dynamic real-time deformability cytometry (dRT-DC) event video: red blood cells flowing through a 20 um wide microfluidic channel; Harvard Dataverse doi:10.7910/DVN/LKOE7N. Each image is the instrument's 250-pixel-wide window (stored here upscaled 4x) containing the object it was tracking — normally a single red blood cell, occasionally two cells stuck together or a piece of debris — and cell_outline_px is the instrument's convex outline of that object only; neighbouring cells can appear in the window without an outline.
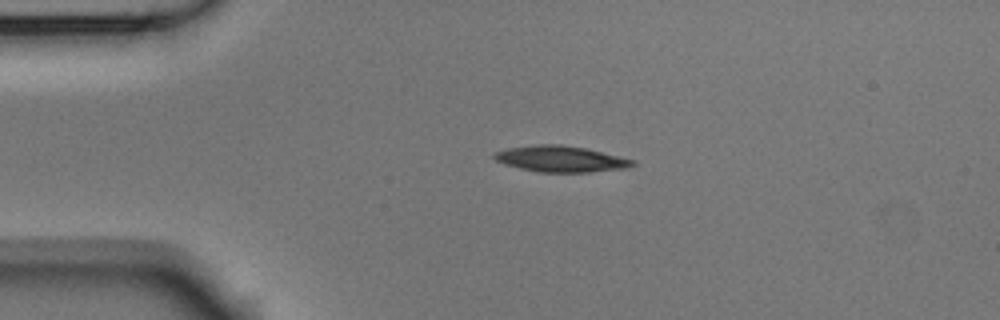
{"species": "Egyptian fruit bat (a non-hibernating species)", "species_latin": "Rousettus aegyptiacus", "temperature_condition": "room temperature", "stored_images_in_passage": 3, "camera_frame_rate_fps": 3000, "um_per_image_px": 0.085, "animal": {"sex": "male"}, "frame": {"image": 1, "passage_image": 2, "time_ms": 0.333, "image_size_px": [1000, 320], "cell_outline_px": [[636, 164], [624, 168], [588, 172], [540, 172], [520, 168], [504, 164], [496, 160], [492, 156], [496, 152], [508, 148], [536, 144], [560, 144], [584, 148], [636, 160]], "centroid_in_image_um": [47.65, 13.5], "position_along_channel_um": 37.4, "area_um2": 20.81}}